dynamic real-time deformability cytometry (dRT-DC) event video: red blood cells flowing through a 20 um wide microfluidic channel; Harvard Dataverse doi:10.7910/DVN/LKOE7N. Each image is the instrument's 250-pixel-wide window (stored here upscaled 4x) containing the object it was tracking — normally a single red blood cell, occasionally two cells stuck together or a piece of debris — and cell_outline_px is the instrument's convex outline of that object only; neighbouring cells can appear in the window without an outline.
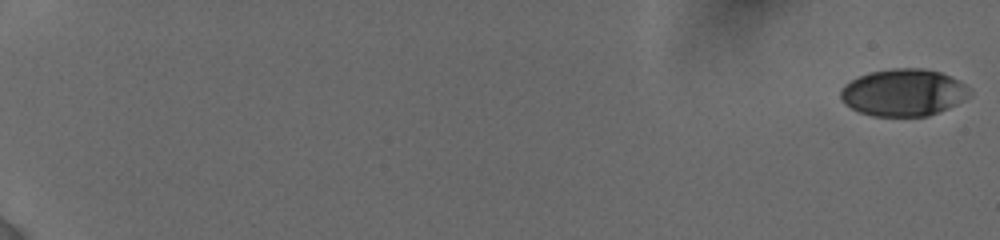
{"species": "human", "species_latin": "Homo sapiens", "temperature_condition": "cold", "stored_images_in_passage": 53, "camera_frame_rate_fps": 3000, "um_per_image_px": 0.085, "donor": {"sex": "female"}, "frame": {"image": 1, "passage_image": 1, "time_ms": 0.0, "image_size_px": [1000, 240], "cell_outline_px": [[972, 96], [948, 108], [928, 116], [872, 116], [860, 112], [844, 104], [840, 100], [840, 88], [844, 84], [868, 72], [892, 68], [924, 68], [940, 72], [960, 80], [972, 92]], "centroid_in_image_um": [76.79, 7.86], "position_along_channel_um": 8.2, "area_um2": 35.72}}
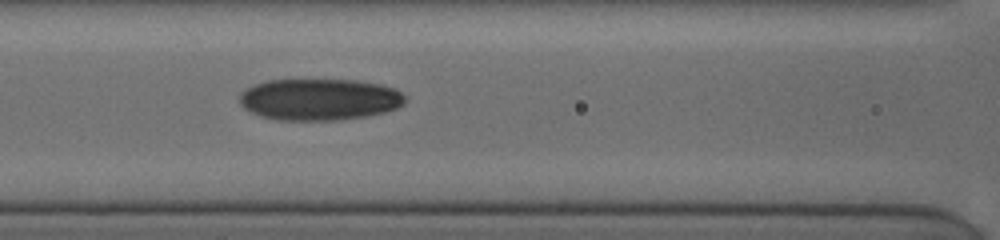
{"frame": {"image": 2, "passage_image": 30, "time_ms": 9.333, "image_size_px": [1000, 240], "cell_outline_px": [[404, 104], [396, 108], [384, 112], [368, 116], [340, 120], [280, 120], [264, 116], [252, 112], [244, 108], [240, 104], [240, 92], [256, 84], [268, 80], [360, 80], [380, 84], [396, 88], [404, 96]], "centroid_in_image_um": [27.18, 8.45], "position_along_channel_um": 139.4, "area_um2": 40.11}}
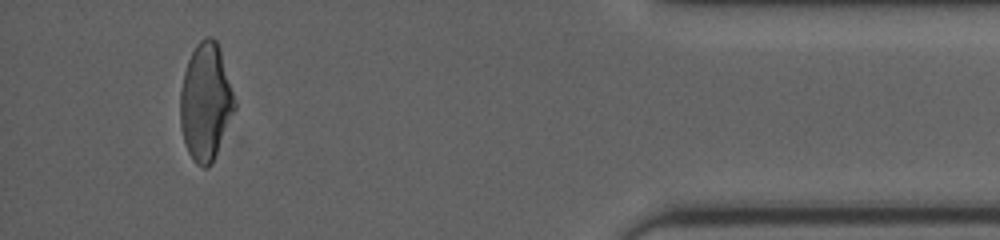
{"frame": {"image": 3, "passage_image": 52, "time_ms": 17.667, "image_size_px": [1000, 240], "cell_outline_px": [[236, 108], [212, 164], [208, 168], [204, 168], [196, 164], [192, 160], [184, 144], [180, 124], [180, 92], [184, 72], [188, 60], [196, 44], [200, 40], [208, 36], [212, 36], [216, 40], [220, 48], [236, 100]], "centroid_in_image_um": [17.48, 8.68], "position_along_channel_um": 417.7, "area_um2": 37.51}, "authors_computed_cell_mechanics": {"area_um2": 38.2058, "velocity_mm_per_s": 3.8587, "shape_relaxation_time_tau1_ms": 6.0353, "shape_relaxation_time_tau2_ms": 2.5341, "deformation_change_tau1": 0.1747, "deformation_change_tau2": 0.0797}}